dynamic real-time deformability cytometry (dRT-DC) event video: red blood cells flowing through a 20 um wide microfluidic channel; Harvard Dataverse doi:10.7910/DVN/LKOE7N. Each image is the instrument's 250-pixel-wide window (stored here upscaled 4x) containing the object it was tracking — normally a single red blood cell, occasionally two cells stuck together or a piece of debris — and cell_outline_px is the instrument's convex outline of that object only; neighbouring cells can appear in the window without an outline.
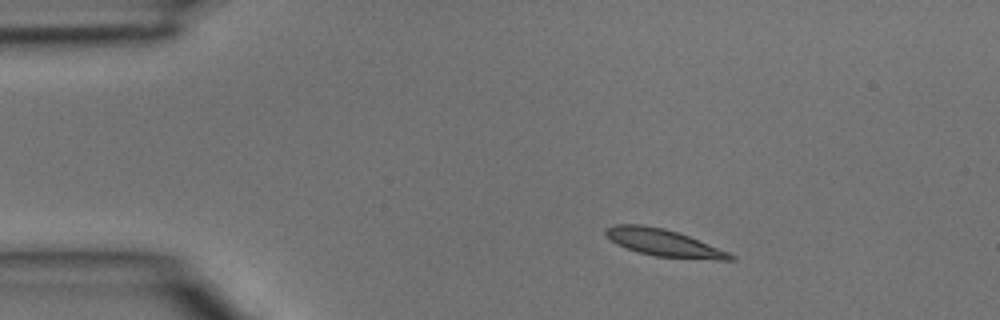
{"species": "common noctule bat (a hibernating species)", "species_latin": "Nyctalus noctula", "temperature_condition": "room temperature", "stored_images_in_passage": 2, "camera_frame_rate_fps": 3000, "um_per_image_px": 0.085, "animal": {"sex": "male", "body_mass_g": 15.6}, "frame": {"image": 1, "passage_image": 1, "time_ms": 0.0, "image_size_px": [1000, 320], "cell_outline_px": [[736, 260], [716, 260], [656, 256], [640, 252], [616, 244], [604, 232], [604, 228], [612, 224], [644, 224], [664, 228], [688, 236], [728, 252], [736, 256]], "centroid_in_image_um": [56.4, 20.62], "position_along_channel_um": 28.6, "area_um2": 19.48}}